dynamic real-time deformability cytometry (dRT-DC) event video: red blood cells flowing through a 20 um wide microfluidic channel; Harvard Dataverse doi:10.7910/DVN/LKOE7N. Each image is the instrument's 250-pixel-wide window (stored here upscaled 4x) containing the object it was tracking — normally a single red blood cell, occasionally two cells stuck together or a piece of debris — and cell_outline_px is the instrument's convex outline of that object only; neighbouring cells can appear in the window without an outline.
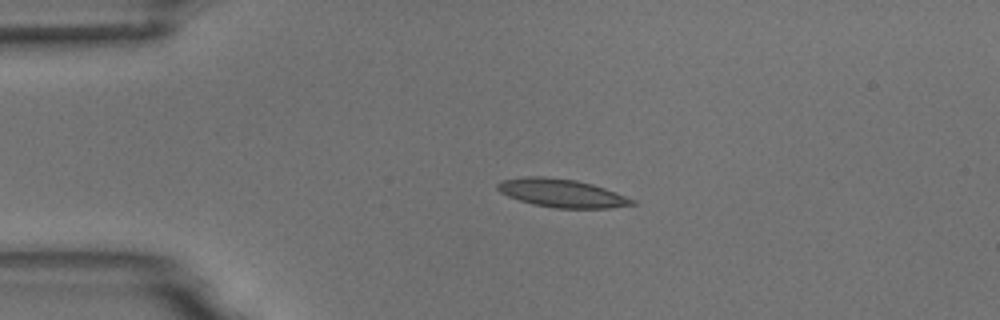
{"species": "common noctule bat (a hibernating species)", "species_latin": "Nyctalus noctula", "temperature_condition": "room temperature", "stored_images_in_passage": 3, "camera_frame_rate_fps": 3000, "um_per_image_px": 0.085, "animal": {"sex": "male", "body_mass_g": 18.8}, "frame": {"image": 1, "passage_image": 3, "time_ms": 2.333, "image_size_px": [1000, 320], "cell_outline_px": [[636, 204], [608, 208], [556, 208], [532, 204], [508, 196], [500, 192], [496, 188], [496, 184], [504, 180], [524, 176], [544, 176], [576, 180], [592, 184], [616, 192], [636, 200]], "centroid_in_image_um": [47.75, 16.41], "position_along_channel_um": 37.3, "area_um2": 22.14}}